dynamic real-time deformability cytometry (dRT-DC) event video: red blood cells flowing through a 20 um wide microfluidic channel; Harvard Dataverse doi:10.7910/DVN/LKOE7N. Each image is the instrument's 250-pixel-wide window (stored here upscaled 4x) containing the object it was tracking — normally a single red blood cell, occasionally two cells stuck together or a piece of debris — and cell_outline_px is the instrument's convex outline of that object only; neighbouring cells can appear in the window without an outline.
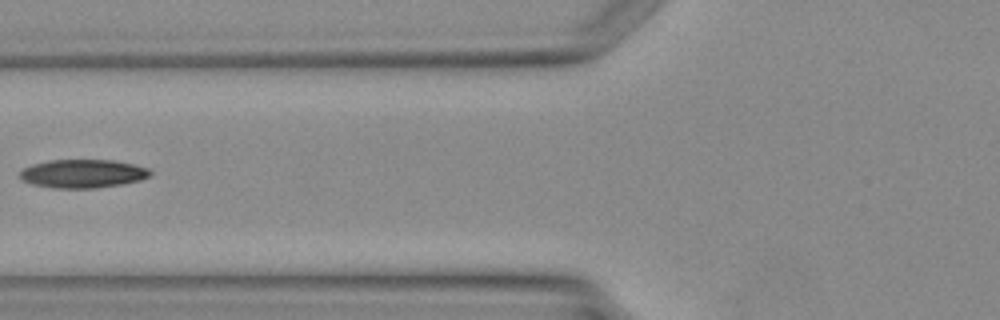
{"species": "Egyptian fruit bat (a non-hibernating species)", "species_latin": "Rousettus aegyptiacus", "temperature_condition": "warm", "stored_images_in_passage": 6, "camera_frame_rate_fps": 3000, "um_per_image_px": 0.085, "animal": {"sex": "female"}, "frame": {"image": 1, "passage_image": 6, "time_ms": 6.333, "image_size_px": [1000, 320], "cell_outline_px": [[152, 176], [140, 180], [120, 184], [96, 188], [52, 188], [32, 184], [20, 180], [16, 176], [24, 168], [32, 164], [52, 160], [112, 160], [132, 164], [148, 168], [152, 172]], "centroid_in_image_um": [7.0, 14.76], "position_along_channel_um": 118.8, "area_um2": 21.73}}